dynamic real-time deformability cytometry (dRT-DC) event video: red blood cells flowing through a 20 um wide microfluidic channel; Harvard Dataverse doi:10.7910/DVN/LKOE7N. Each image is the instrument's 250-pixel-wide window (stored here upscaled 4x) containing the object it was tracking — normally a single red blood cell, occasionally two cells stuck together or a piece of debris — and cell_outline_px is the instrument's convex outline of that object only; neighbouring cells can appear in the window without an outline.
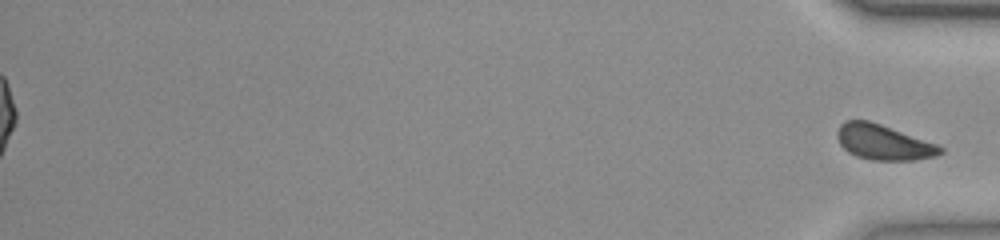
{"species": "common noctule bat (a hibernating species)", "species_latin": "Nyctalus noctula", "temperature_condition": "room temperature", "stored_images_in_passage": 40, "segment_of_instrument_passage": [2, 2], "camera_frame_rate_fps": 3000, "um_per_image_px": 0.085, "animal": {"sex": "female", "body_mass_g": 23.0, "forearm_length_mm": 53.4}, "frame": {"image": 1, "passage_image": 40, "time_ms": 13.0, "image_size_px": [1000, 240], "cell_outline_px": [[944, 152], [936, 156], [912, 160], [872, 160], [856, 156], [848, 152], [840, 144], [836, 136], [836, 132], [840, 124], [844, 120], [868, 120], [880, 124], [936, 144], [944, 148]], "centroid_in_image_um": [75.06, 12.09], "position_along_channel_um": 360.1, "area_um2": 21.04}}